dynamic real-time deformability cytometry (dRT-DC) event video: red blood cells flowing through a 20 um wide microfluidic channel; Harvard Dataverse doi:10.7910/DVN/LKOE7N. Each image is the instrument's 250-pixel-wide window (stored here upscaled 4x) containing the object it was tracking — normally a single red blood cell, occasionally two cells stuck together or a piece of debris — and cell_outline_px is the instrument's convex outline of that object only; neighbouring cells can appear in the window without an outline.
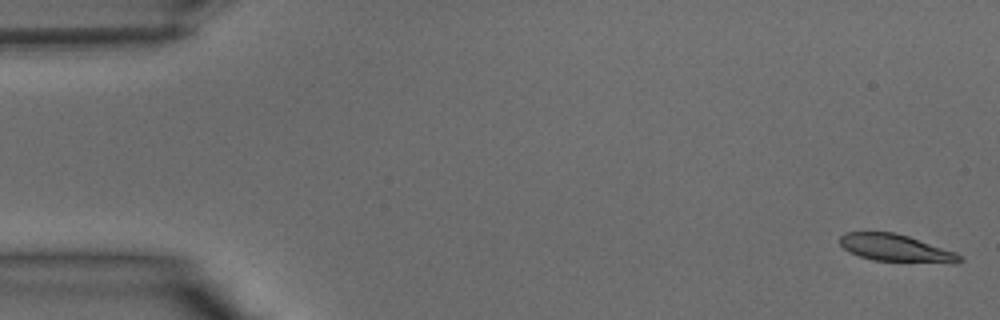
{"species": "common noctule bat (a hibernating species)", "species_latin": "Nyctalus noctula", "temperature_condition": "warm", "stored_images_in_passage": 40, "camera_frame_rate_fps": 3000, "um_per_image_px": 0.085, "animal": {"sex": "male", "body_mass_g": 15.6}, "frame": {"image": 1, "passage_image": 1, "time_ms": 0.0, "image_size_px": [1000, 320], "cell_outline_px": [[964, 260], [956, 264], [872, 260], [848, 252], [840, 244], [840, 236], [844, 232], [892, 232], [908, 236], [956, 252]], "centroid_in_image_um": [76.17, 21.1], "position_along_channel_um": 8.8, "area_um2": 19.19}}
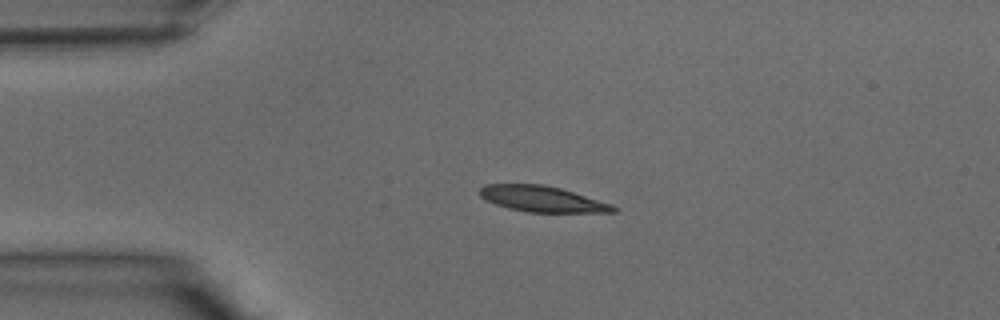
{"frame": {"image": 2, "passage_image": 9, "time_ms": 2.667, "image_size_px": [1000, 320], "cell_outline_px": [[616, 212], [528, 212], [508, 208], [484, 200], [476, 192], [484, 184], [544, 184], [560, 188], [612, 204], [616, 208]], "centroid_in_image_um": [46.01, 16.9], "position_along_channel_um": 39.0, "area_um2": 20.11}}
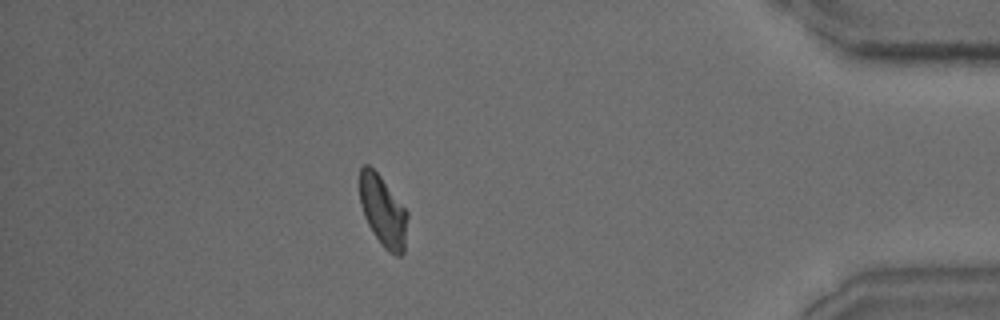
{"frame": {"image": 3, "passage_image": 35, "time_ms": 11.333, "image_size_px": [1000, 320], "cell_outline_px": [[408, 216], [404, 252], [400, 256], [396, 256], [388, 252], [380, 244], [368, 224], [364, 216], [360, 204], [360, 168], [364, 164], [368, 164], [380, 176], [408, 212]], "centroid_in_image_um": [32.56, 17.98], "position_along_channel_um": 402.6, "area_um2": 19.71}}